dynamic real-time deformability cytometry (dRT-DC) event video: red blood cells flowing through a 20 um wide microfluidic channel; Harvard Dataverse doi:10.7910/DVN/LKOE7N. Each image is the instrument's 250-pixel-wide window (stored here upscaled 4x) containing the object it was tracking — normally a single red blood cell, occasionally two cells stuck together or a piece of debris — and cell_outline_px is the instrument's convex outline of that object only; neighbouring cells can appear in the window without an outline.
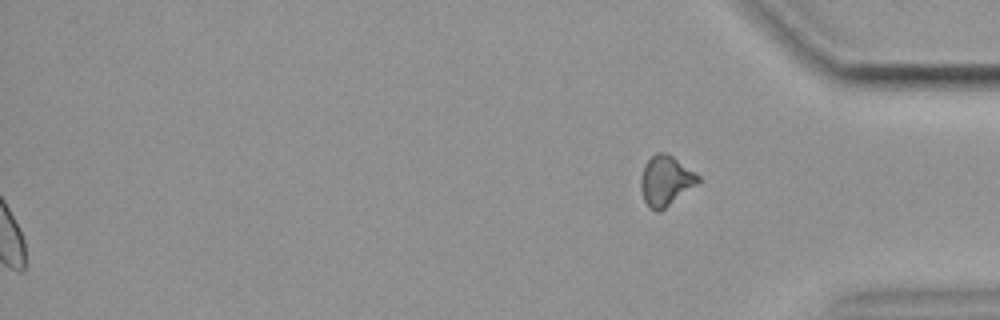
{"species": "common noctule bat (a hibernating species)", "species_latin": "Nyctalus noctula", "temperature_condition": "cold", "stored_images_in_passage": 52, "segment_of_instrument_passage": [2, 2], "camera_frame_rate_fps": 3000, "um_per_image_px": 0.085, "animal": {"sex": "female", "body_mass_g": 19.9}, "frame": {"image": 1, "passage_image": 52, "time_ms": 17.0, "image_size_px": [1000, 320], "cell_outline_px": [[700, 184], [660, 212], [656, 212], [648, 208], [644, 200], [640, 188], [640, 176], [648, 160], [656, 152], [664, 152], [672, 156], [700, 176]], "centroid_in_image_um": [56.6, 15.41], "position_along_channel_um": 378.6, "area_um2": 16.99}}